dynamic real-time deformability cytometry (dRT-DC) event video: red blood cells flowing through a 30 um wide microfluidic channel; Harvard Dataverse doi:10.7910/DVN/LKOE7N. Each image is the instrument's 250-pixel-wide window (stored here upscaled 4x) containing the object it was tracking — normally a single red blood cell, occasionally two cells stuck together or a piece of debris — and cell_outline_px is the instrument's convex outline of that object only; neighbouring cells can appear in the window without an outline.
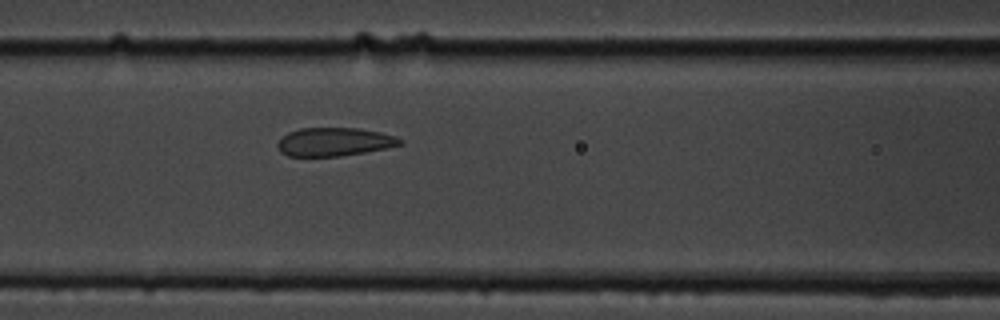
{"species": "common noctule bat (a hibernating species)", "species_latin": "Nyctalus noctula", "temperature_condition": "cold", "stored_images_in_passage": 4, "camera_frame_rate_fps": 3000, "um_per_image_px": 0.085, "animal": {"sex": "male", "body_mass_g": 19.5, "forearm_length_mm": 54.6}, "frame": {"image": 1, "passage_image": 4, "time_ms": 3.333, "image_size_px": [1000, 320], "cell_outline_px": [[404, 144], [364, 152], [340, 156], [288, 156], [280, 152], [276, 144], [288, 132], [300, 128], [360, 128], [380, 132], [396, 136], [404, 140]], "centroid_in_image_um": [28.43, 12.05], "position_along_channel_um": 138.2, "area_um2": 20.29}}